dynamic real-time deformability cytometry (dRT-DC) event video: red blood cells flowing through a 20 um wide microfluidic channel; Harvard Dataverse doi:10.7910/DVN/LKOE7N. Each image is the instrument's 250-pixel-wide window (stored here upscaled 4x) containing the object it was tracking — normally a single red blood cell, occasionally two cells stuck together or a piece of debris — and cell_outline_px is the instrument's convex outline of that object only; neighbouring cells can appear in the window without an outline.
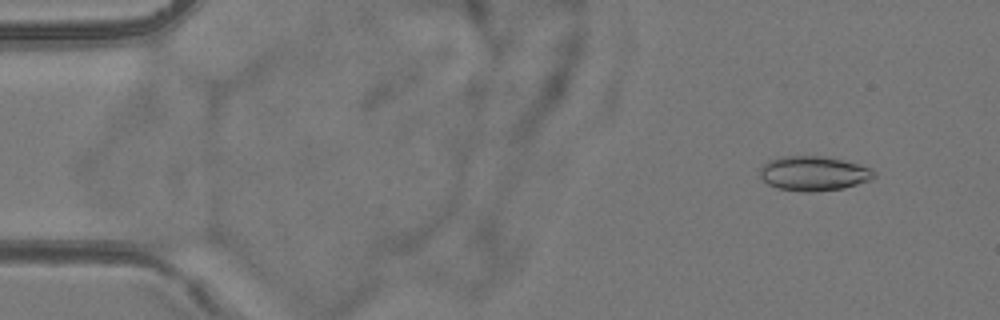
{"species": "common noctule bat (a hibernating species)", "species_latin": "Nyctalus noctula", "temperature_condition": "room temperature", "stored_images_in_passage": 5, "camera_frame_rate_fps": 3000, "um_per_image_px": 0.085, "animal": {"sex": "female", "body_mass_g": 24.6, "forearm_length_mm": 56.2}, "frame": {"image": 1, "passage_image": 2, "time_ms": 1.0, "image_size_px": [1000, 320], "cell_outline_px": [[876, 176], [872, 180], [844, 188], [816, 192], [804, 192], [780, 188], [768, 184], [760, 176], [760, 168], [768, 160], [780, 156], [820, 156], [844, 160], [868, 168], [876, 172]], "centroid_in_image_um": [69.16, 14.75], "position_along_channel_um": 15.8, "area_um2": 23.0}}